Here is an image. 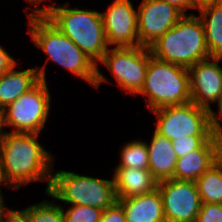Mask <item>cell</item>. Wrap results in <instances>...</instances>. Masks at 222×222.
I'll return each mask as SVG.
<instances>
[{
    "label": "cell",
    "instance_id": "30",
    "mask_svg": "<svg viewBox=\"0 0 222 222\" xmlns=\"http://www.w3.org/2000/svg\"><path fill=\"white\" fill-rule=\"evenodd\" d=\"M4 222H28L27 219L15 209H11L6 213Z\"/></svg>",
    "mask_w": 222,
    "mask_h": 222
},
{
    "label": "cell",
    "instance_id": "13",
    "mask_svg": "<svg viewBox=\"0 0 222 222\" xmlns=\"http://www.w3.org/2000/svg\"><path fill=\"white\" fill-rule=\"evenodd\" d=\"M221 61L222 57H211L187 68L191 101L208 112L222 98Z\"/></svg>",
    "mask_w": 222,
    "mask_h": 222
},
{
    "label": "cell",
    "instance_id": "32",
    "mask_svg": "<svg viewBox=\"0 0 222 222\" xmlns=\"http://www.w3.org/2000/svg\"><path fill=\"white\" fill-rule=\"evenodd\" d=\"M28 4L30 5H37V7H32L30 5H28L27 7H25V11H29L28 9H31L30 11H41L43 10V8L45 7V4H43V2L45 3L46 1H54V0H25ZM39 5H42V7H40Z\"/></svg>",
    "mask_w": 222,
    "mask_h": 222
},
{
    "label": "cell",
    "instance_id": "29",
    "mask_svg": "<svg viewBox=\"0 0 222 222\" xmlns=\"http://www.w3.org/2000/svg\"><path fill=\"white\" fill-rule=\"evenodd\" d=\"M166 3L173 5L180 10L184 15H187V11L191 10V0H162Z\"/></svg>",
    "mask_w": 222,
    "mask_h": 222
},
{
    "label": "cell",
    "instance_id": "24",
    "mask_svg": "<svg viewBox=\"0 0 222 222\" xmlns=\"http://www.w3.org/2000/svg\"><path fill=\"white\" fill-rule=\"evenodd\" d=\"M212 136H188V138L172 140L177 158L183 157L190 151L199 149Z\"/></svg>",
    "mask_w": 222,
    "mask_h": 222
},
{
    "label": "cell",
    "instance_id": "15",
    "mask_svg": "<svg viewBox=\"0 0 222 222\" xmlns=\"http://www.w3.org/2000/svg\"><path fill=\"white\" fill-rule=\"evenodd\" d=\"M117 202L124 210L126 222H166L158 187L149 193L117 199Z\"/></svg>",
    "mask_w": 222,
    "mask_h": 222
},
{
    "label": "cell",
    "instance_id": "27",
    "mask_svg": "<svg viewBox=\"0 0 222 222\" xmlns=\"http://www.w3.org/2000/svg\"><path fill=\"white\" fill-rule=\"evenodd\" d=\"M100 222H126L122 206L116 201L112 206L103 210Z\"/></svg>",
    "mask_w": 222,
    "mask_h": 222
},
{
    "label": "cell",
    "instance_id": "18",
    "mask_svg": "<svg viewBox=\"0 0 222 222\" xmlns=\"http://www.w3.org/2000/svg\"><path fill=\"white\" fill-rule=\"evenodd\" d=\"M18 62L0 75V111L32 89L41 79L35 67L17 70Z\"/></svg>",
    "mask_w": 222,
    "mask_h": 222
},
{
    "label": "cell",
    "instance_id": "23",
    "mask_svg": "<svg viewBox=\"0 0 222 222\" xmlns=\"http://www.w3.org/2000/svg\"><path fill=\"white\" fill-rule=\"evenodd\" d=\"M62 211L65 222H100L103 210L88 205H71L65 210L63 203Z\"/></svg>",
    "mask_w": 222,
    "mask_h": 222
},
{
    "label": "cell",
    "instance_id": "19",
    "mask_svg": "<svg viewBox=\"0 0 222 222\" xmlns=\"http://www.w3.org/2000/svg\"><path fill=\"white\" fill-rule=\"evenodd\" d=\"M211 57H222V1L199 10Z\"/></svg>",
    "mask_w": 222,
    "mask_h": 222
},
{
    "label": "cell",
    "instance_id": "20",
    "mask_svg": "<svg viewBox=\"0 0 222 222\" xmlns=\"http://www.w3.org/2000/svg\"><path fill=\"white\" fill-rule=\"evenodd\" d=\"M202 203L222 204V157L196 181Z\"/></svg>",
    "mask_w": 222,
    "mask_h": 222
},
{
    "label": "cell",
    "instance_id": "22",
    "mask_svg": "<svg viewBox=\"0 0 222 222\" xmlns=\"http://www.w3.org/2000/svg\"><path fill=\"white\" fill-rule=\"evenodd\" d=\"M120 161L115 167L148 169V149L142 139L126 142L120 148Z\"/></svg>",
    "mask_w": 222,
    "mask_h": 222
},
{
    "label": "cell",
    "instance_id": "8",
    "mask_svg": "<svg viewBox=\"0 0 222 222\" xmlns=\"http://www.w3.org/2000/svg\"><path fill=\"white\" fill-rule=\"evenodd\" d=\"M48 81L40 80L32 89L0 111V130L12 133H41L51 109ZM3 128V129H2Z\"/></svg>",
    "mask_w": 222,
    "mask_h": 222
},
{
    "label": "cell",
    "instance_id": "16",
    "mask_svg": "<svg viewBox=\"0 0 222 222\" xmlns=\"http://www.w3.org/2000/svg\"><path fill=\"white\" fill-rule=\"evenodd\" d=\"M148 149V169L157 182L174 178L177 163V154L172 141L153 131L150 143L146 142Z\"/></svg>",
    "mask_w": 222,
    "mask_h": 222
},
{
    "label": "cell",
    "instance_id": "14",
    "mask_svg": "<svg viewBox=\"0 0 222 222\" xmlns=\"http://www.w3.org/2000/svg\"><path fill=\"white\" fill-rule=\"evenodd\" d=\"M222 157V141L212 136L199 149L177 159L174 179L196 181Z\"/></svg>",
    "mask_w": 222,
    "mask_h": 222
},
{
    "label": "cell",
    "instance_id": "5",
    "mask_svg": "<svg viewBox=\"0 0 222 222\" xmlns=\"http://www.w3.org/2000/svg\"><path fill=\"white\" fill-rule=\"evenodd\" d=\"M139 96L146 97L150 111L191 101L186 67L155 58L149 48V64Z\"/></svg>",
    "mask_w": 222,
    "mask_h": 222
},
{
    "label": "cell",
    "instance_id": "21",
    "mask_svg": "<svg viewBox=\"0 0 222 222\" xmlns=\"http://www.w3.org/2000/svg\"><path fill=\"white\" fill-rule=\"evenodd\" d=\"M43 200L18 210L28 222H65L62 205L57 200Z\"/></svg>",
    "mask_w": 222,
    "mask_h": 222
},
{
    "label": "cell",
    "instance_id": "33",
    "mask_svg": "<svg viewBox=\"0 0 222 222\" xmlns=\"http://www.w3.org/2000/svg\"><path fill=\"white\" fill-rule=\"evenodd\" d=\"M5 197L0 196V222L4 221L6 213L10 210L5 204Z\"/></svg>",
    "mask_w": 222,
    "mask_h": 222
},
{
    "label": "cell",
    "instance_id": "26",
    "mask_svg": "<svg viewBox=\"0 0 222 222\" xmlns=\"http://www.w3.org/2000/svg\"><path fill=\"white\" fill-rule=\"evenodd\" d=\"M216 104L218 111L213 109L209 111V124L212 136L222 141V98Z\"/></svg>",
    "mask_w": 222,
    "mask_h": 222
},
{
    "label": "cell",
    "instance_id": "6",
    "mask_svg": "<svg viewBox=\"0 0 222 222\" xmlns=\"http://www.w3.org/2000/svg\"><path fill=\"white\" fill-rule=\"evenodd\" d=\"M46 195L65 205H88L101 210L117 201L113 176L108 180L54 168Z\"/></svg>",
    "mask_w": 222,
    "mask_h": 222
},
{
    "label": "cell",
    "instance_id": "3",
    "mask_svg": "<svg viewBox=\"0 0 222 222\" xmlns=\"http://www.w3.org/2000/svg\"><path fill=\"white\" fill-rule=\"evenodd\" d=\"M51 3L40 12L97 65L109 49L101 12Z\"/></svg>",
    "mask_w": 222,
    "mask_h": 222
},
{
    "label": "cell",
    "instance_id": "10",
    "mask_svg": "<svg viewBox=\"0 0 222 222\" xmlns=\"http://www.w3.org/2000/svg\"><path fill=\"white\" fill-rule=\"evenodd\" d=\"M157 187L166 222H196L202 202L195 181L172 178Z\"/></svg>",
    "mask_w": 222,
    "mask_h": 222
},
{
    "label": "cell",
    "instance_id": "1",
    "mask_svg": "<svg viewBox=\"0 0 222 222\" xmlns=\"http://www.w3.org/2000/svg\"><path fill=\"white\" fill-rule=\"evenodd\" d=\"M6 131V132H5ZM0 130V181L5 188L19 190L33 182L51 185L54 155L39 142V133Z\"/></svg>",
    "mask_w": 222,
    "mask_h": 222
},
{
    "label": "cell",
    "instance_id": "9",
    "mask_svg": "<svg viewBox=\"0 0 222 222\" xmlns=\"http://www.w3.org/2000/svg\"><path fill=\"white\" fill-rule=\"evenodd\" d=\"M151 112L157 119L154 131L171 141L188 136H212L209 112L192 101Z\"/></svg>",
    "mask_w": 222,
    "mask_h": 222
},
{
    "label": "cell",
    "instance_id": "11",
    "mask_svg": "<svg viewBox=\"0 0 222 222\" xmlns=\"http://www.w3.org/2000/svg\"><path fill=\"white\" fill-rule=\"evenodd\" d=\"M184 14L162 0H142L137 8L139 46L150 47Z\"/></svg>",
    "mask_w": 222,
    "mask_h": 222
},
{
    "label": "cell",
    "instance_id": "34",
    "mask_svg": "<svg viewBox=\"0 0 222 222\" xmlns=\"http://www.w3.org/2000/svg\"><path fill=\"white\" fill-rule=\"evenodd\" d=\"M3 185H2V183H1V181H0V196H4L3 195V193H2V190H1V187H2Z\"/></svg>",
    "mask_w": 222,
    "mask_h": 222
},
{
    "label": "cell",
    "instance_id": "28",
    "mask_svg": "<svg viewBox=\"0 0 222 222\" xmlns=\"http://www.w3.org/2000/svg\"><path fill=\"white\" fill-rule=\"evenodd\" d=\"M15 63H17V59L0 45V75L6 73Z\"/></svg>",
    "mask_w": 222,
    "mask_h": 222
},
{
    "label": "cell",
    "instance_id": "12",
    "mask_svg": "<svg viewBox=\"0 0 222 222\" xmlns=\"http://www.w3.org/2000/svg\"><path fill=\"white\" fill-rule=\"evenodd\" d=\"M133 5L130 0H114L101 12L109 47L139 46L137 10Z\"/></svg>",
    "mask_w": 222,
    "mask_h": 222
},
{
    "label": "cell",
    "instance_id": "25",
    "mask_svg": "<svg viewBox=\"0 0 222 222\" xmlns=\"http://www.w3.org/2000/svg\"><path fill=\"white\" fill-rule=\"evenodd\" d=\"M196 222H222V204L202 203Z\"/></svg>",
    "mask_w": 222,
    "mask_h": 222
},
{
    "label": "cell",
    "instance_id": "31",
    "mask_svg": "<svg viewBox=\"0 0 222 222\" xmlns=\"http://www.w3.org/2000/svg\"><path fill=\"white\" fill-rule=\"evenodd\" d=\"M222 0H191V9L201 10L204 7L216 4L221 2Z\"/></svg>",
    "mask_w": 222,
    "mask_h": 222
},
{
    "label": "cell",
    "instance_id": "4",
    "mask_svg": "<svg viewBox=\"0 0 222 222\" xmlns=\"http://www.w3.org/2000/svg\"><path fill=\"white\" fill-rule=\"evenodd\" d=\"M149 48L155 58L186 68L211 58L203 24L194 13L184 15Z\"/></svg>",
    "mask_w": 222,
    "mask_h": 222
},
{
    "label": "cell",
    "instance_id": "17",
    "mask_svg": "<svg viewBox=\"0 0 222 222\" xmlns=\"http://www.w3.org/2000/svg\"><path fill=\"white\" fill-rule=\"evenodd\" d=\"M112 176L117 199L149 193L158 184L149 169L115 167Z\"/></svg>",
    "mask_w": 222,
    "mask_h": 222
},
{
    "label": "cell",
    "instance_id": "2",
    "mask_svg": "<svg viewBox=\"0 0 222 222\" xmlns=\"http://www.w3.org/2000/svg\"><path fill=\"white\" fill-rule=\"evenodd\" d=\"M26 17L28 19L27 32L30 34L31 42L48 56L42 67L35 66L40 79L48 80L46 66L51 60L94 87L97 80V65L40 11H28Z\"/></svg>",
    "mask_w": 222,
    "mask_h": 222
},
{
    "label": "cell",
    "instance_id": "7",
    "mask_svg": "<svg viewBox=\"0 0 222 222\" xmlns=\"http://www.w3.org/2000/svg\"><path fill=\"white\" fill-rule=\"evenodd\" d=\"M149 64V47H111L97 64V80L94 87L109 82L100 72L99 65L104 66L116 80V86L125 94L137 96L143 88Z\"/></svg>",
    "mask_w": 222,
    "mask_h": 222
}]
</instances>
